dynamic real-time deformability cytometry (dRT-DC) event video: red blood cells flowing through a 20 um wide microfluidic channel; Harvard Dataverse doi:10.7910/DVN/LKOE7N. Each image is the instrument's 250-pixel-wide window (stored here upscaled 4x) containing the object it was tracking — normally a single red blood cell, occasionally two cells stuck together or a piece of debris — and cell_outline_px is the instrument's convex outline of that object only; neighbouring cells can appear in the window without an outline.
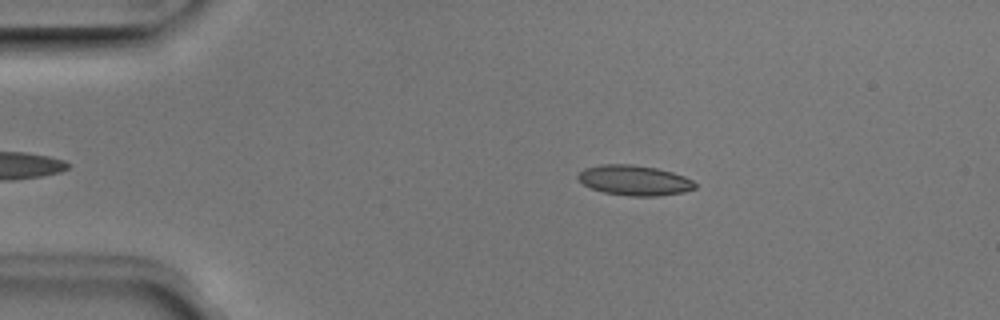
{"species": "Egyptian fruit bat (a non-hibernating species)", "species_latin": "Rousettus aegyptiacus", "temperature_condition": "room temperature", "stored_images_in_passage": 39, "camera_frame_rate_fps": 3000, "um_per_image_px": 0.085, "animal": {"sex": "male"}, "frame": {"image": 1, "passage_image": 5, "time_ms": 1.333, "image_size_px": [1000, 320], "cell_outline_px": [[696, 188], [684, 192], [656, 196], [632, 196], [604, 192], [592, 188], [584, 184], [576, 176], [584, 168], [600, 164], [632, 164], [656, 168], [672, 172], [684, 176], [692, 180], [696, 184]], "centroid_in_image_um": [53.93, 15.32], "position_along_channel_um": 31.1, "area_um2": 20.46}}
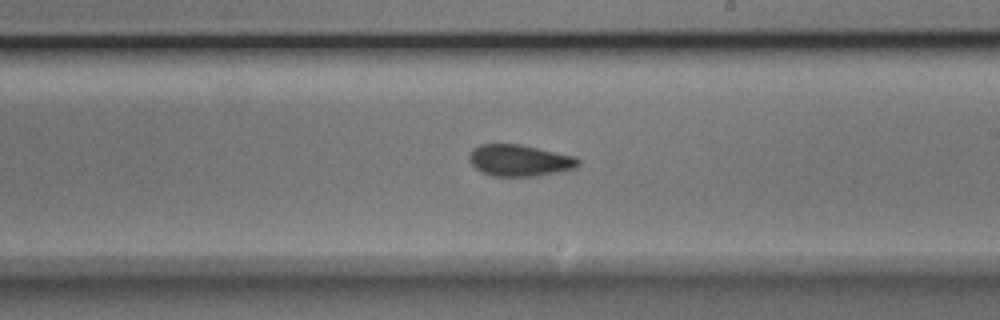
{"frame": {"image": 2, "passage_image": 25, "time_ms": 8.0, "image_size_px": [1000, 320], "cell_outline_px": [[580, 164], [576, 168], [536, 176], [492, 176], [480, 172], [468, 160], [468, 156], [472, 148], [480, 144], [520, 144], [576, 156], [580, 160]], "centroid_in_image_um": [44.15, 13.63], "position_along_channel_um": 244.9, "area_um2": 20.23}}
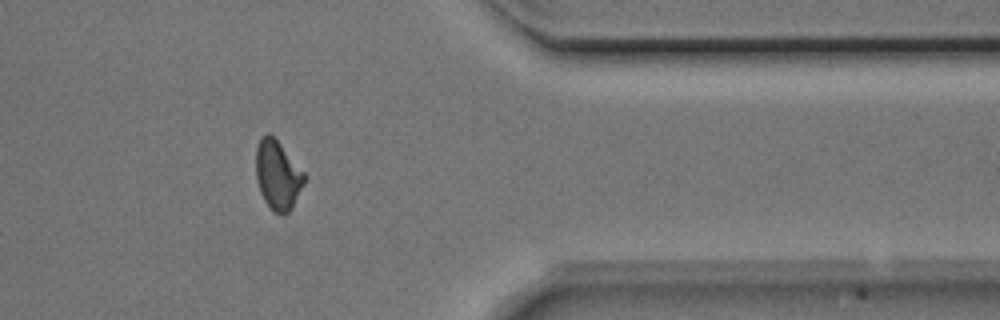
{"frame": {"image": 3, "passage_image": 37, "time_ms": 12.0, "image_size_px": [1000, 320], "cell_outline_px": [[304, 184], [292, 208], [284, 216], [272, 212], [264, 200], [260, 192], [256, 180], [256, 148], [260, 136], [268, 132], [280, 144], [304, 172]], "centroid_in_image_um": [23.58, 14.91], "position_along_channel_um": 387.8, "area_um2": 19.54}, "authors_computed_cell_mechanics": {"area_um2": 19.7098, "velocity_mm_per_s": 3.9724, "shape_relaxation_time_tau1_ms": 7.378, "shape_relaxation_time_tau2_ms": 2.428, "deformation_change_tau1": 0.144, "deformation_change_tau2": 0.0543}}